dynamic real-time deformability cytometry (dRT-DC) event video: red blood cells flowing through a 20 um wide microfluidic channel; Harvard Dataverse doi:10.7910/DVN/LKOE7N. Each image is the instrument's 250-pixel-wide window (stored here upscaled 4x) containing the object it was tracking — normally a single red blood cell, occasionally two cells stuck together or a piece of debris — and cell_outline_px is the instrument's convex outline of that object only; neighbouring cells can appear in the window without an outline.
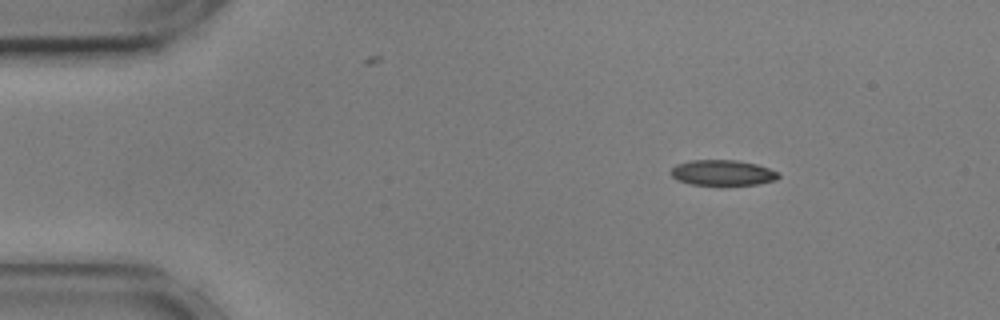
{"species": "common noctule bat (a hibernating species)", "species_latin": "Nyctalus noctula", "temperature_condition": "cold", "stored_images_in_passage": 48, "camera_frame_rate_fps": 3000, "um_per_image_px": 0.085, "animal": {"sex": "male", "body_mass_g": 17.9, "forearm_length_mm": 54.2}, "frame": {"image": 1, "passage_image": 1, "time_ms": 0.0, "image_size_px": [1000, 320], "cell_outline_px": [[780, 176], [776, 180], [756, 184], [692, 184], [676, 180], [668, 172], [676, 164], [692, 160], [736, 160], [756, 164], [780, 172]], "centroid_in_image_um": [61.41, 14.67], "position_along_channel_um": 23.6, "area_um2": 15.9}}
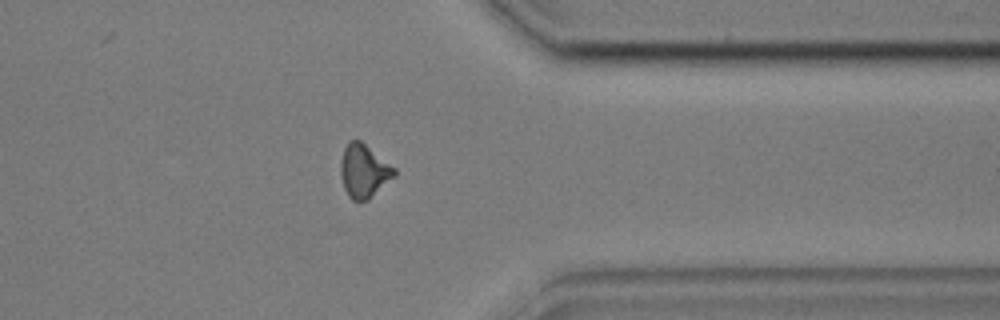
{"frame": {"image": 2, "passage_image": 37, "time_ms": 12.0, "image_size_px": [1000, 320], "cell_outline_px": [[396, 176], [368, 200], [352, 200], [348, 196], [344, 188], [340, 172], [340, 160], [344, 148], [348, 140], [360, 140], [396, 168]], "centroid_in_image_um": [30.93, 14.53], "position_along_channel_um": 380.5, "area_um2": 16.82}}
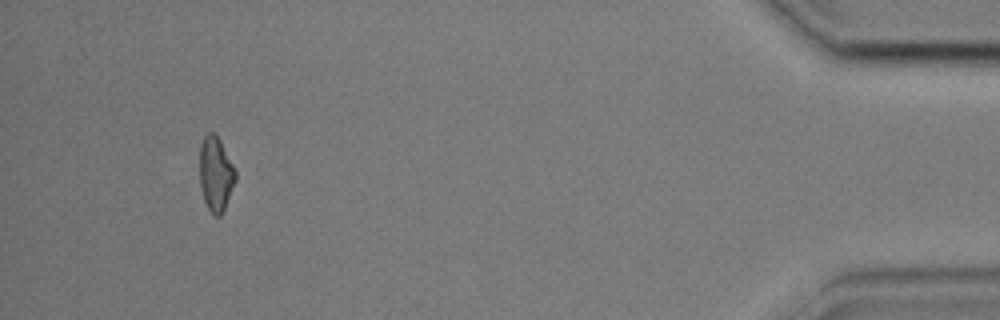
{"frame": {"image": 3, "passage_image": 45, "time_ms": 14.667, "image_size_px": [1000, 320], "cell_outline_px": [[236, 180], [224, 212], [220, 216], [216, 216], [208, 208], [204, 200], [200, 184], [200, 144], [204, 136], [208, 132], [216, 132], [236, 172]], "centroid_in_image_um": [18.34, 14.78], "position_along_channel_um": 416.9, "area_um2": 15.61}, "authors_computed_cell_mechanics": {"area_um2": 16.6753, "velocity_mm_per_s": 3.6168, "shape_relaxation_time_tau1_ms": 3.7613, "shape_relaxation_time_tau2_ms": 3.6767, "deformation_change_tau1": 0.1118, "deformation_change_tau2": 0.0954}}